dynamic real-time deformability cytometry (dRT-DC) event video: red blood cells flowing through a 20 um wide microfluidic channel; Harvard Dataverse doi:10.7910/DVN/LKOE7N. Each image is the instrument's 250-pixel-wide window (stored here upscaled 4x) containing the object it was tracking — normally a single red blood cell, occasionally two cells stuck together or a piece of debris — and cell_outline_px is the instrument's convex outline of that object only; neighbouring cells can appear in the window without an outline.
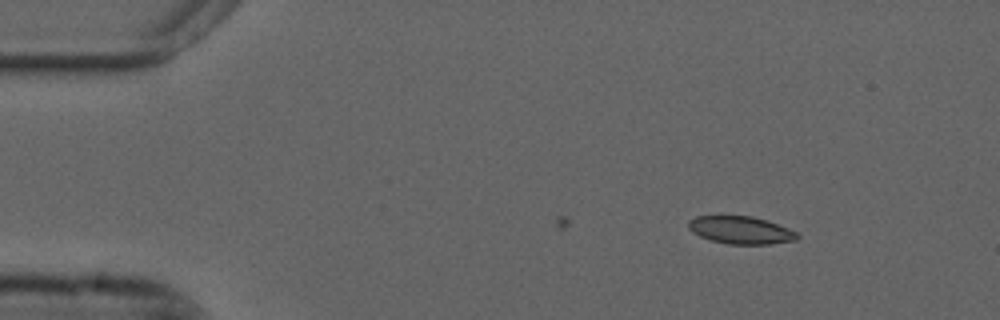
{"species": "common noctule bat (a hibernating species)", "species_latin": "Nyctalus noctula", "temperature_condition": "cold", "stored_images_in_passage": 2, "camera_frame_rate_fps": 3000, "um_per_image_px": 0.085, "animal": {"sex": "male", "forearm_length_mm": 52.5}, "frame": {"image": 1, "passage_image": 2, "time_ms": 0.333, "image_size_px": [1000, 320], "cell_outline_px": [[800, 236], [796, 240], [768, 244], [728, 244], [712, 240], [700, 236], [692, 232], [688, 228], [688, 220], [696, 216], [752, 216], [776, 224], [796, 232]], "centroid_in_image_um": [62.93, 19.56], "position_along_channel_um": 22.1, "area_um2": 17.28}}